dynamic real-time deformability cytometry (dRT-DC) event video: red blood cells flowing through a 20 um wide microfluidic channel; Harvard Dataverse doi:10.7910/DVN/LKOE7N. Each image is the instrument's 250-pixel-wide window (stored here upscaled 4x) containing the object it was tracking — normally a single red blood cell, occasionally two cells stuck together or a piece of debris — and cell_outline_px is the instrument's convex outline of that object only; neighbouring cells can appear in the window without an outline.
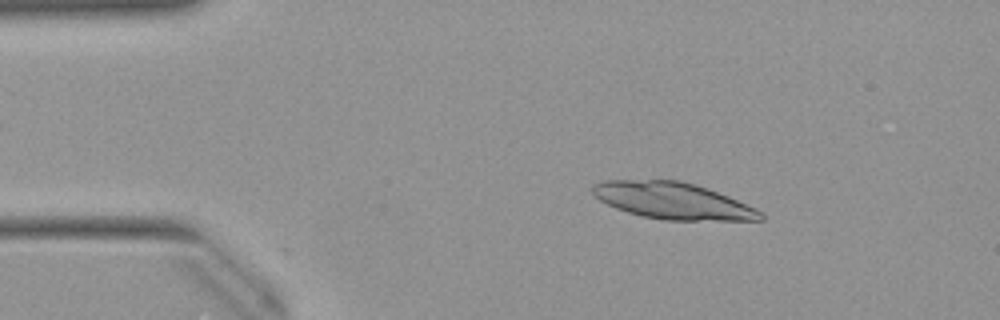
{"species": "Egyptian fruit bat (a non-hibernating species)", "species_latin": "Rousettus aegyptiacus", "temperature_condition": "warm", "stored_images_in_passage": 7, "camera_frame_rate_fps": 3000, "um_per_image_px": 0.085, "animal": {"sex": "female"}, "frame": {"image": 1, "passage_image": 7, "time_ms": 2.0, "image_size_px": [1000, 320], "cell_outline_px": [[764, 220], [664, 220], [640, 216], [616, 208], [600, 200], [592, 192], [592, 184], [604, 180], [680, 180], [696, 184], [708, 188], [728, 196], [756, 208], [764, 216]], "centroid_in_image_um": [57.18, 17.06], "position_along_channel_um": 27.8, "area_um2": 35.78}}